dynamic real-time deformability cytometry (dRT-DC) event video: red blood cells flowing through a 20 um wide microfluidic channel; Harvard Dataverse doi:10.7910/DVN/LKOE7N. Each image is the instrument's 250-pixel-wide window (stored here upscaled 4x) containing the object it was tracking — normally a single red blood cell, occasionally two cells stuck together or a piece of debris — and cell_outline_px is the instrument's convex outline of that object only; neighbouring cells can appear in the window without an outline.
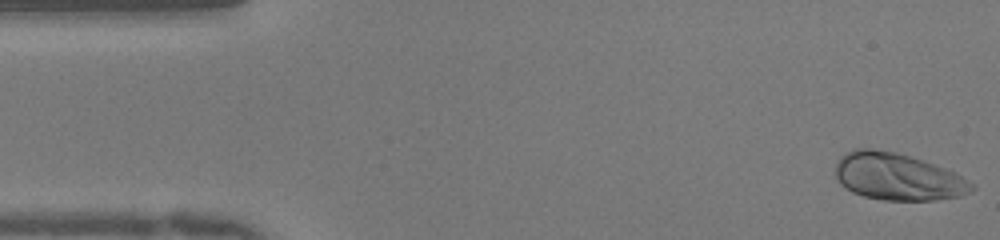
{"species": "human", "species_latin": "Homo sapiens", "temperature_condition": "warm", "stored_images_in_passage": 49, "camera_frame_rate_fps": 3000, "um_per_image_px": 0.085, "donor": {"sex": "female"}, "frame": {"image": 1, "passage_image": 1, "time_ms": 0.0, "image_size_px": [1000, 240], "cell_outline_px": [[976, 188], [960, 196], [932, 200], [884, 200], [864, 196], [852, 192], [840, 184], [836, 176], [836, 164], [840, 156], [844, 152], [852, 148], [872, 148], [896, 152], [944, 168], [960, 176], [972, 184]], "centroid_in_image_um": [76.23, 15.01], "position_along_channel_um": 8.8, "area_um2": 37.05}}
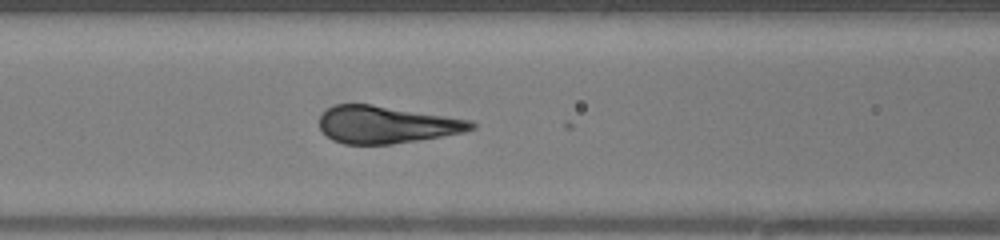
{"frame": {"image": 2, "passage_image": 19, "time_ms": 6.0, "image_size_px": [1000, 240], "cell_outline_px": [[476, 128], [464, 132], [392, 144], [344, 144], [332, 140], [320, 128], [320, 116], [328, 108], [336, 104], [372, 104], [472, 120], [476, 124]], "centroid_in_image_um": [32.85, 10.59], "position_along_channel_um": 133.7, "area_um2": 32.83}}
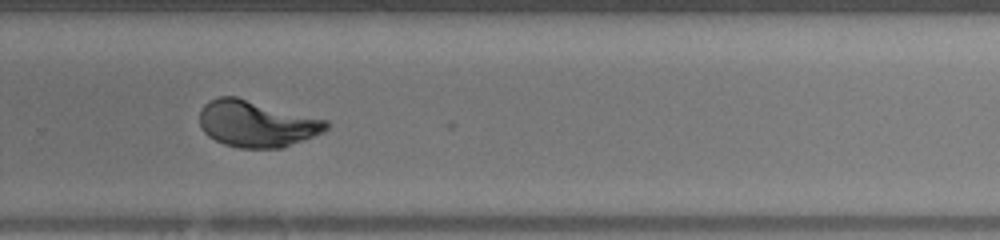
{"frame": {"image": 3, "passage_image": 32, "time_ms": 10.333, "image_size_px": [1000, 240], "cell_outline_px": [[328, 128], [324, 132], [284, 148], [240, 148], [224, 144], [208, 136], [200, 128], [200, 108], [208, 100], [220, 96], [236, 96], [328, 120]], "centroid_in_image_um": [21.8, 10.52], "position_along_channel_um": 308.0, "area_um2": 34.56}, "authors_computed_cell_mechanics": {"area_um2": 34.7956, "velocity_mm_per_s": 4.0362, "shape_relaxation_time_tau1_ms": 3.1195, "shape_relaxation_time_tau2_ms": null, "deformation_change_tau1": 0.2189, "deformation_change_tau2": null}}